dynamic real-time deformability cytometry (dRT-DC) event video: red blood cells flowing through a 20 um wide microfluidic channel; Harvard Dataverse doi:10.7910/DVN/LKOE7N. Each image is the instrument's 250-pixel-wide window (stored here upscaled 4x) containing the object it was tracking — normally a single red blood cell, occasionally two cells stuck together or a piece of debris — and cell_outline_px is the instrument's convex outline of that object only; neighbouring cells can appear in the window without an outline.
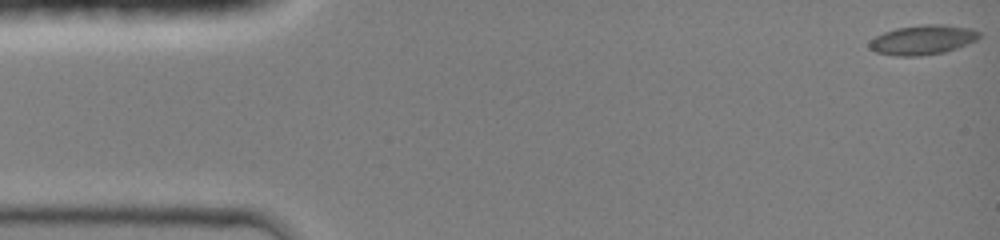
{"species": "common noctule bat (a hibernating species)", "species_latin": "Nyctalus noctula", "temperature_condition": "room temperature", "stored_images_in_passage": 11, "camera_frame_rate_fps": 3000, "um_per_image_px": 0.085, "animal": {"sex": "female", "body_mass_g": 19.0, "forearm_length_mm": 51.5}, "frame": {"image": 1, "passage_image": 1, "time_ms": 0.0, "image_size_px": [1000, 240], "cell_outline_px": [[980, 36], [976, 40], [968, 44], [944, 52], [920, 56], [896, 56], [876, 52], [868, 48], [868, 44], [876, 36], [884, 32], [896, 28], [928, 24], [944, 24], [972, 28], [980, 32]], "centroid_in_image_um": [78.44, 3.38], "position_along_channel_um": 6.6, "area_um2": 18.96}}
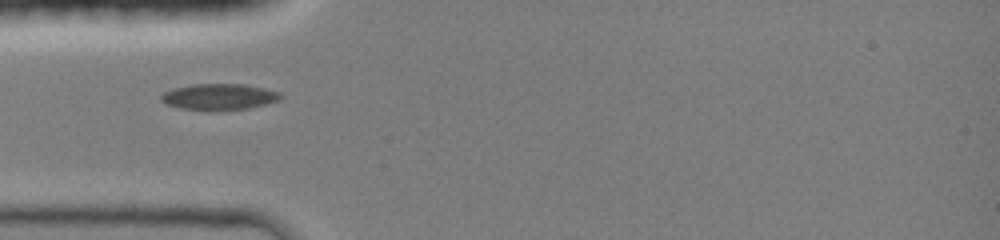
{"frame": {"image": 2, "passage_image": 10, "time_ms": 4.333, "image_size_px": [1000, 240], "cell_outline_px": [[280, 100], [248, 108], [180, 108], [168, 104], [160, 100], [160, 96], [164, 92], [172, 88], [192, 84], [244, 84], [264, 88], [280, 92]], "centroid_in_image_um": [18.61, 8.18], "position_along_channel_um": 66.4, "area_um2": 17.46}}